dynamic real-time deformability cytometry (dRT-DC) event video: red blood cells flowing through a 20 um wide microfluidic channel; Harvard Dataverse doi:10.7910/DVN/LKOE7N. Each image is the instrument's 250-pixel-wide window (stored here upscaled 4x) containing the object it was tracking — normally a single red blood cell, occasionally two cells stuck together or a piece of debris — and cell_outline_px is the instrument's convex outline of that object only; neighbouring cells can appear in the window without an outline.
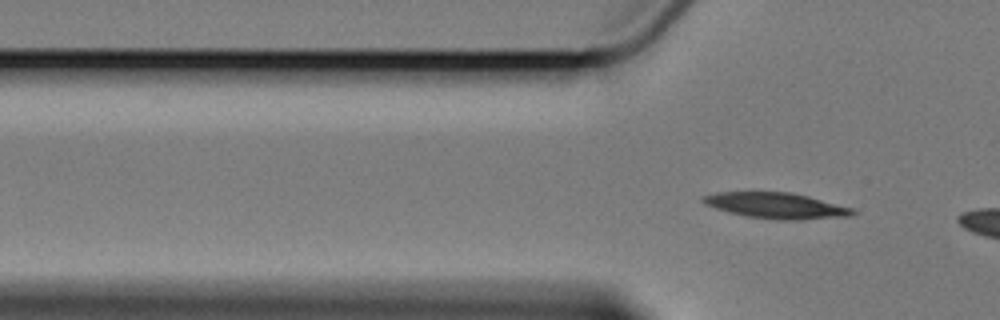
{"species": "Egyptian fruit bat (a non-hibernating species)", "species_latin": "Rousettus aegyptiacus", "temperature_condition": "cold", "stored_images_in_passage": 5, "segment_of_instrument_passage": [2, 2], "camera_frame_rate_fps": 3000, "um_per_image_px": 0.085, "animal": {"sex": "female"}, "frame": {"image": 1, "passage_image": 5, "time_ms": 6.333, "image_size_px": [1000, 320], "cell_outline_px": [[856, 212], [852, 216], [800, 220], [776, 220], [748, 216], [728, 212], [704, 204], [700, 200], [704, 196], [716, 192], [792, 192], [808, 196], [852, 208]], "centroid_in_image_um": [65.98, 17.48], "position_along_channel_um": 59.8, "area_um2": 22.48}}